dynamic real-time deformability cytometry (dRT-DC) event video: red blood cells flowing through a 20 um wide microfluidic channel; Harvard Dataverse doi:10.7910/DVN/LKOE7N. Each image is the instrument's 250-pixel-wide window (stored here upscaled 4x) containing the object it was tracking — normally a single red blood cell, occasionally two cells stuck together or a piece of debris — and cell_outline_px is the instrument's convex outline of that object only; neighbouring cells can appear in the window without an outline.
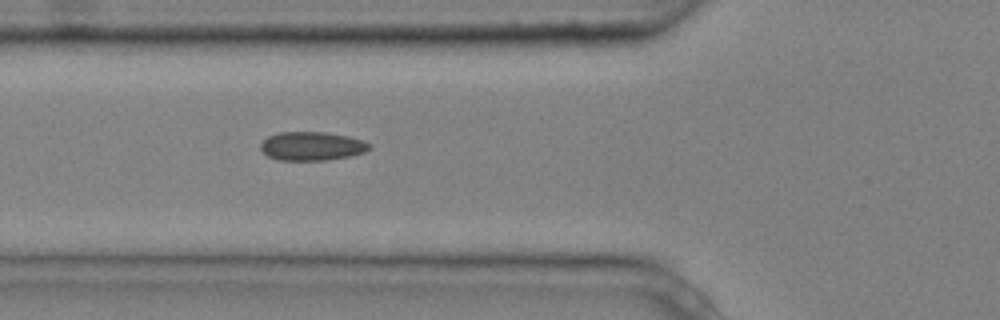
{"species": "common noctule bat (a hibernating species)", "species_latin": "Nyctalus noctula", "temperature_condition": "cold", "stored_images_in_passage": 6, "camera_frame_rate_fps": 3000, "um_per_image_px": 0.085, "animal": {"sex": "male", "body_mass_g": 20.4}, "frame": {"image": 1, "passage_image": 6, "time_ms": 1.667, "image_size_px": [1000, 320], "cell_outline_px": [[372, 148], [364, 152], [352, 156], [324, 160], [276, 160], [268, 156], [260, 148], [260, 144], [268, 136], [280, 132], [324, 132], [348, 136], [364, 140]], "centroid_in_image_um": [26.51, 12.42], "position_along_channel_um": 99.3, "area_um2": 18.21}}